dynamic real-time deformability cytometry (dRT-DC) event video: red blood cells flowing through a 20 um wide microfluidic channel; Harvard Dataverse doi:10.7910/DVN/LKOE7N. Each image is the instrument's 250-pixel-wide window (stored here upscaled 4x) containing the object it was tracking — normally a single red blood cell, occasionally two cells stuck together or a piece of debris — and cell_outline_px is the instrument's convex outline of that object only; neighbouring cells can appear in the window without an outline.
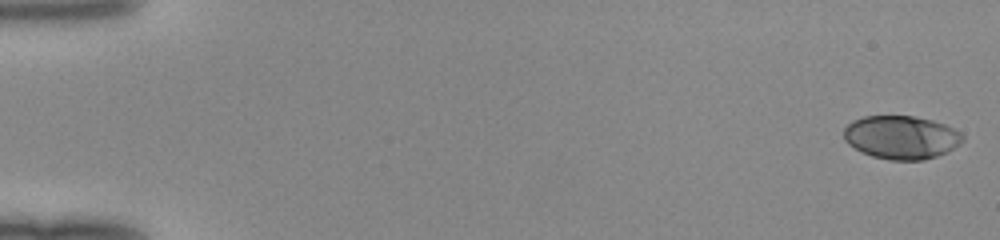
{"species": "human", "species_latin": "Homo sapiens", "temperature_condition": "room temperature", "stored_images_in_passage": 50, "camera_frame_rate_fps": 3000, "um_per_image_px": 0.085, "donor": {"sex": "female"}, "frame": {"image": 1, "passage_image": 1, "time_ms": 0.0, "image_size_px": [1000, 240], "cell_outline_px": [[964, 140], [960, 144], [936, 156], [924, 160], [888, 160], [872, 156], [848, 144], [844, 140], [844, 128], [852, 120], [864, 116], [912, 116], [932, 120], [944, 124], [960, 132], [964, 136]], "centroid_in_image_um": [76.59, 11.67], "position_along_channel_um": 8.4, "area_um2": 29.88}}
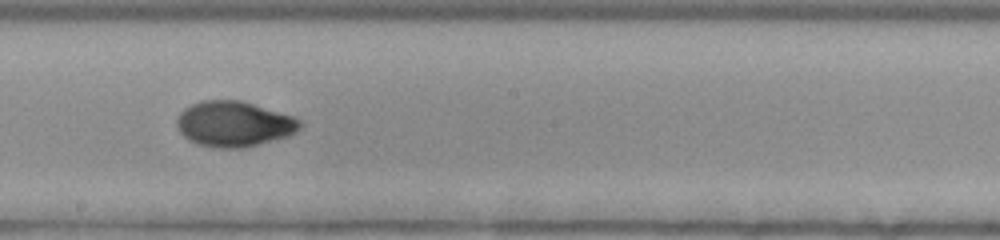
{"frame": {"image": 2, "passage_image": 29, "time_ms": 9.333, "image_size_px": [1000, 240], "cell_outline_px": [[304, 124], [296, 132], [288, 136], [244, 148], [216, 148], [196, 144], [188, 140], [180, 132], [176, 124], [176, 120], [180, 112], [184, 108], [200, 100], [240, 100], [292, 116], [300, 120]], "centroid_in_image_um": [19.86, 10.54], "position_along_channel_um": 228.3, "area_um2": 32.71}}
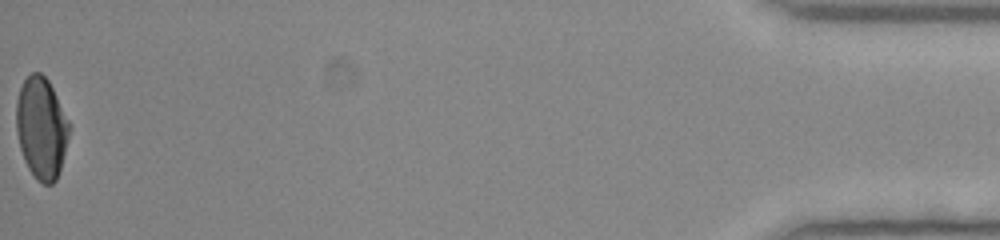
{"frame": {"image": 3, "passage_image": 50, "time_ms": 16.333, "image_size_px": [1000, 240], "cell_outline_px": [[72, 124], [60, 168], [56, 180], [52, 184], [44, 184], [36, 180], [28, 168], [24, 160], [20, 148], [16, 128], [16, 100], [20, 88], [24, 80], [32, 72], [40, 72], [48, 80]], "centroid_in_image_um": [3.53, 10.87], "position_along_channel_um": 431.7, "area_um2": 31.56}}